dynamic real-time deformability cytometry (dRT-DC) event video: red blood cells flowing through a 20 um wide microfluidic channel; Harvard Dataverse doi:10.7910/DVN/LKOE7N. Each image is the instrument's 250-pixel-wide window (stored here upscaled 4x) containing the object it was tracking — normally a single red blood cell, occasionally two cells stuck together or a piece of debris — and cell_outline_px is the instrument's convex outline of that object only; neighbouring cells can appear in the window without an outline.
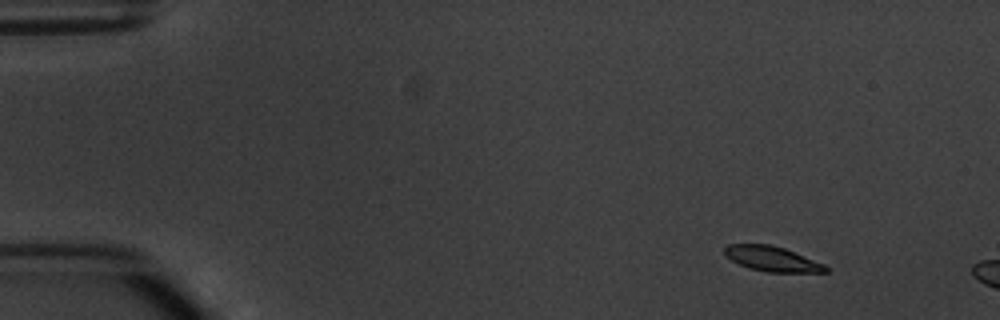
{"species": "common noctule bat (a hibernating species)", "species_latin": "Nyctalus noctula", "temperature_condition": "warm", "stored_images_in_passage": 3, "camera_frame_rate_fps": 3000, "um_per_image_px": 0.085, "animal": {"sex": "male", "body_mass_g": 20.1, "forearm_length_mm": 53.5}, "frame": {"image": 1, "passage_image": 1, "time_ms": 0.0, "image_size_px": [1000, 320], "cell_outline_px": [[828, 272], [768, 272], [748, 268], [724, 256], [724, 248], [728, 244], [768, 244], [784, 248], [824, 264], [828, 268]], "centroid_in_image_um": [65.6, 22.0], "position_along_channel_um": 19.4, "area_um2": 14.62}}